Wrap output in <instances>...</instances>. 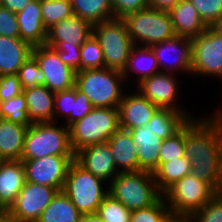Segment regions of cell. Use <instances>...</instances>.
Segmentation results:
<instances>
[{
	"instance_id": "1",
	"label": "cell",
	"mask_w": 222,
	"mask_h": 222,
	"mask_svg": "<svg viewBox=\"0 0 222 222\" xmlns=\"http://www.w3.org/2000/svg\"><path fill=\"white\" fill-rule=\"evenodd\" d=\"M212 116V117H211ZM192 118L185 124L184 154L191 161V174L222 192V122L213 113Z\"/></svg>"
},
{
	"instance_id": "2",
	"label": "cell",
	"mask_w": 222,
	"mask_h": 222,
	"mask_svg": "<svg viewBox=\"0 0 222 222\" xmlns=\"http://www.w3.org/2000/svg\"><path fill=\"white\" fill-rule=\"evenodd\" d=\"M56 124L37 122L27 127L21 160H34L47 155L75 156L70 145L69 128Z\"/></svg>"
},
{
	"instance_id": "3",
	"label": "cell",
	"mask_w": 222,
	"mask_h": 222,
	"mask_svg": "<svg viewBox=\"0 0 222 222\" xmlns=\"http://www.w3.org/2000/svg\"><path fill=\"white\" fill-rule=\"evenodd\" d=\"M124 82L122 72L104 67L76 72L75 86L94 108L118 107L125 92Z\"/></svg>"
},
{
	"instance_id": "4",
	"label": "cell",
	"mask_w": 222,
	"mask_h": 222,
	"mask_svg": "<svg viewBox=\"0 0 222 222\" xmlns=\"http://www.w3.org/2000/svg\"><path fill=\"white\" fill-rule=\"evenodd\" d=\"M103 184L107 186L105 181L94 176L74 159L68 168L62 191L82 215L94 214L109 194V189H105Z\"/></svg>"
},
{
	"instance_id": "5",
	"label": "cell",
	"mask_w": 222,
	"mask_h": 222,
	"mask_svg": "<svg viewBox=\"0 0 222 222\" xmlns=\"http://www.w3.org/2000/svg\"><path fill=\"white\" fill-rule=\"evenodd\" d=\"M119 127L118 107L94 108L69 127L72 151L107 142Z\"/></svg>"
},
{
	"instance_id": "6",
	"label": "cell",
	"mask_w": 222,
	"mask_h": 222,
	"mask_svg": "<svg viewBox=\"0 0 222 222\" xmlns=\"http://www.w3.org/2000/svg\"><path fill=\"white\" fill-rule=\"evenodd\" d=\"M107 185L109 194L130 211L147 208L162 196L153 173L147 171L121 172Z\"/></svg>"
},
{
	"instance_id": "7",
	"label": "cell",
	"mask_w": 222,
	"mask_h": 222,
	"mask_svg": "<svg viewBox=\"0 0 222 222\" xmlns=\"http://www.w3.org/2000/svg\"><path fill=\"white\" fill-rule=\"evenodd\" d=\"M92 35L101 46L105 67L123 72L134 43L121 18L96 23Z\"/></svg>"
},
{
	"instance_id": "8",
	"label": "cell",
	"mask_w": 222,
	"mask_h": 222,
	"mask_svg": "<svg viewBox=\"0 0 222 222\" xmlns=\"http://www.w3.org/2000/svg\"><path fill=\"white\" fill-rule=\"evenodd\" d=\"M134 45L152 46L176 36L168 11L147 7L123 18Z\"/></svg>"
},
{
	"instance_id": "9",
	"label": "cell",
	"mask_w": 222,
	"mask_h": 222,
	"mask_svg": "<svg viewBox=\"0 0 222 222\" xmlns=\"http://www.w3.org/2000/svg\"><path fill=\"white\" fill-rule=\"evenodd\" d=\"M217 192L191 173L170 186L163 194L173 216H190L201 209Z\"/></svg>"
},
{
	"instance_id": "10",
	"label": "cell",
	"mask_w": 222,
	"mask_h": 222,
	"mask_svg": "<svg viewBox=\"0 0 222 222\" xmlns=\"http://www.w3.org/2000/svg\"><path fill=\"white\" fill-rule=\"evenodd\" d=\"M192 40L191 75L209 76L222 82V34L214 27Z\"/></svg>"
},
{
	"instance_id": "11",
	"label": "cell",
	"mask_w": 222,
	"mask_h": 222,
	"mask_svg": "<svg viewBox=\"0 0 222 222\" xmlns=\"http://www.w3.org/2000/svg\"><path fill=\"white\" fill-rule=\"evenodd\" d=\"M57 192L56 188L25 182L16 201L5 213L14 222H37Z\"/></svg>"
},
{
	"instance_id": "12",
	"label": "cell",
	"mask_w": 222,
	"mask_h": 222,
	"mask_svg": "<svg viewBox=\"0 0 222 222\" xmlns=\"http://www.w3.org/2000/svg\"><path fill=\"white\" fill-rule=\"evenodd\" d=\"M75 156L47 155L34 160H21L26 182L46 185L62 191L68 168Z\"/></svg>"
},
{
	"instance_id": "13",
	"label": "cell",
	"mask_w": 222,
	"mask_h": 222,
	"mask_svg": "<svg viewBox=\"0 0 222 222\" xmlns=\"http://www.w3.org/2000/svg\"><path fill=\"white\" fill-rule=\"evenodd\" d=\"M177 74L159 72L138 83L137 91L161 109L183 112L189 119L195 118L178 103L179 84ZM179 106V107H178Z\"/></svg>"
},
{
	"instance_id": "14",
	"label": "cell",
	"mask_w": 222,
	"mask_h": 222,
	"mask_svg": "<svg viewBox=\"0 0 222 222\" xmlns=\"http://www.w3.org/2000/svg\"><path fill=\"white\" fill-rule=\"evenodd\" d=\"M32 55L45 76L44 86L56 93L75 86L76 71L67 66L58 54L47 45L34 46Z\"/></svg>"
},
{
	"instance_id": "15",
	"label": "cell",
	"mask_w": 222,
	"mask_h": 222,
	"mask_svg": "<svg viewBox=\"0 0 222 222\" xmlns=\"http://www.w3.org/2000/svg\"><path fill=\"white\" fill-rule=\"evenodd\" d=\"M150 48L157 59L160 72L177 74L180 70V73L182 71V73L191 74V38L175 36L171 39L156 43L150 46Z\"/></svg>"
},
{
	"instance_id": "16",
	"label": "cell",
	"mask_w": 222,
	"mask_h": 222,
	"mask_svg": "<svg viewBox=\"0 0 222 222\" xmlns=\"http://www.w3.org/2000/svg\"><path fill=\"white\" fill-rule=\"evenodd\" d=\"M75 160L94 176L110 184L119 171L114 163L108 141L83 147L75 153Z\"/></svg>"
},
{
	"instance_id": "17",
	"label": "cell",
	"mask_w": 222,
	"mask_h": 222,
	"mask_svg": "<svg viewBox=\"0 0 222 222\" xmlns=\"http://www.w3.org/2000/svg\"><path fill=\"white\" fill-rule=\"evenodd\" d=\"M159 108L139 91L125 93L119 103V126L131 130L145 126Z\"/></svg>"
},
{
	"instance_id": "18",
	"label": "cell",
	"mask_w": 222,
	"mask_h": 222,
	"mask_svg": "<svg viewBox=\"0 0 222 222\" xmlns=\"http://www.w3.org/2000/svg\"><path fill=\"white\" fill-rule=\"evenodd\" d=\"M93 25L73 15L47 30L45 45L81 46L91 35Z\"/></svg>"
},
{
	"instance_id": "19",
	"label": "cell",
	"mask_w": 222,
	"mask_h": 222,
	"mask_svg": "<svg viewBox=\"0 0 222 222\" xmlns=\"http://www.w3.org/2000/svg\"><path fill=\"white\" fill-rule=\"evenodd\" d=\"M129 131L137 148L139 171L153 173L159 165V150L163 139L153 133L149 123Z\"/></svg>"
},
{
	"instance_id": "20",
	"label": "cell",
	"mask_w": 222,
	"mask_h": 222,
	"mask_svg": "<svg viewBox=\"0 0 222 222\" xmlns=\"http://www.w3.org/2000/svg\"><path fill=\"white\" fill-rule=\"evenodd\" d=\"M25 182V169L21 160L0 162V207L4 212L16 201Z\"/></svg>"
},
{
	"instance_id": "21",
	"label": "cell",
	"mask_w": 222,
	"mask_h": 222,
	"mask_svg": "<svg viewBox=\"0 0 222 222\" xmlns=\"http://www.w3.org/2000/svg\"><path fill=\"white\" fill-rule=\"evenodd\" d=\"M20 38L32 47L45 45L47 30L43 25L41 1L31 0L29 4L16 13Z\"/></svg>"
},
{
	"instance_id": "22",
	"label": "cell",
	"mask_w": 222,
	"mask_h": 222,
	"mask_svg": "<svg viewBox=\"0 0 222 222\" xmlns=\"http://www.w3.org/2000/svg\"><path fill=\"white\" fill-rule=\"evenodd\" d=\"M108 145L120 173L139 171L137 148L129 130L119 127L109 138Z\"/></svg>"
},
{
	"instance_id": "23",
	"label": "cell",
	"mask_w": 222,
	"mask_h": 222,
	"mask_svg": "<svg viewBox=\"0 0 222 222\" xmlns=\"http://www.w3.org/2000/svg\"><path fill=\"white\" fill-rule=\"evenodd\" d=\"M169 14L176 36L193 38L207 28L190 0H180Z\"/></svg>"
},
{
	"instance_id": "24",
	"label": "cell",
	"mask_w": 222,
	"mask_h": 222,
	"mask_svg": "<svg viewBox=\"0 0 222 222\" xmlns=\"http://www.w3.org/2000/svg\"><path fill=\"white\" fill-rule=\"evenodd\" d=\"M31 123L53 122L55 93L44 85L23 89Z\"/></svg>"
},
{
	"instance_id": "25",
	"label": "cell",
	"mask_w": 222,
	"mask_h": 222,
	"mask_svg": "<svg viewBox=\"0 0 222 222\" xmlns=\"http://www.w3.org/2000/svg\"><path fill=\"white\" fill-rule=\"evenodd\" d=\"M32 46L21 38L0 36V76L17 74L32 55Z\"/></svg>"
},
{
	"instance_id": "26",
	"label": "cell",
	"mask_w": 222,
	"mask_h": 222,
	"mask_svg": "<svg viewBox=\"0 0 222 222\" xmlns=\"http://www.w3.org/2000/svg\"><path fill=\"white\" fill-rule=\"evenodd\" d=\"M28 126L0 118V159L2 161L21 160Z\"/></svg>"
},
{
	"instance_id": "27",
	"label": "cell",
	"mask_w": 222,
	"mask_h": 222,
	"mask_svg": "<svg viewBox=\"0 0 222 222\" xmlns=\"http://www.w3.org/2000/svg\"><path fill=\"white\" fill-rule=\"evenodd\" d=\"M136 73L137 84L143 79L159 73L157 59L149 46L134 45L122 74L125 82L129 80V74Z\"/></svg>"
},
{
	"instance_id": "28",
	"label": "cell",
	"mask_w": 222,
	"mask_h": 222,
	"mask_svg": "<svg viewBox=\"0 0 222 222\" xmlns=\"http://www.w3.org/2000/svg\"><path fill=\"white\" fill-rule=\"evenodd\" d=\"M81 216L70 198L58 191L37 222H80Z\"/></svg>"
},
{
	"instance_id": "29",
	"label": "cell",
	"mask_w": 222,
	"mask_h": 222,
	"mask_svg": "<svg viewBox=\"0 0 222 222\" xmlns=\"http://www.w3.org/2000/svg\"><path fill=\"white\" fill-rule=\"evenodd\" d=\"M191 168V161L187 157L159 163L158 168L153 172L158 191L163 194L175 182L190 174Z\"/></svg>"
},
{
	"instance_id": "30",
	"label": "cell",
	"mask_w": 222,
	"mask_h": 222,
	"mask_svg": "<svg viewBox=\"0 0 222 222\" xmlns=\"http://www.w3.org/2000/svg\"><path fill=\"white\" fill-rule=\"evenodd\" d=\"M189 120L183 112L159 108L148 123L154 134L167 139L177 133Z\"/></svg>"
},
{
	"instance_id": "31",
	"label": "cell",
	"mask_w": 222,
	"mask_h": 222,
	"mask_svg": "<svg viewBox=\"0 0 222 222\" xmlns=\"http://www.w3.org/2000/svg\"><path fill=\"white\" fill-rule=\"evenodd\" d=\"M73 13L92 25L114 18L110 0H71Z\"/></svg>"
},
{
	"instance_id": "32",
	"label": "cell",
	"mask_w": 222,
	"mask_h": 222,
	"mask_svg": "<svg viewBox=\"0 0 222 222\" xmlns=\"http://www.w3.org/2000/svg\"><path fill=\"white\" fill-rule=\"evenodd\" d=\"M43 25L48 30L54 24L74 15L71 0H41Z\"/></svg>"
},
{
	"instance_id": "33",
	"label": "cell",
	"mask_w": 222,
	"mask_h": 222,
	"mask_svg": "<svg viewBox=\"0 0 222 222\" xmlns=\"http://www.w3.org/2000/svg\"><path fill=\"white\" fill-rule=\"evenodd\" d=\"M0 118L22 125L32 124L27 117V105L23 91L8 102H0Z\"/></svg>"
},
{
	"instance_id": "34",
	"label": "cell",
	"mask_w": 222,
	"mask_h": 222,
	"mask_svg": "<svg viewBox=\"0 0 222 222\" xmlns=\"http://www.w3.org/2000/svg\"><path fill=\"white\" fill-rule=\"evenodd\" d=\"M131 212L121 202L108 194L99 205L96 214L104 222H130Z\"/></svg>"
},
{
	"instance_id": "35",
	"label": "cell",
	"mask_w": 222,
	"mask_h": 222,
	"mask_svg": "<svg viewBox=\"0 0 222 222\" xmlns=\"http://www.w3.org/2000/svg\"><path fill=\"white\" fill-rule=\"evenodd\" d=\"M80 57V71L105 67L101 46L93 35L81 45Z\"/></svg>"
},
{
	"instance_id": "36",
	"label": "cell",
	"mask_w": 222,
	"mask_h": 222,
	"mask_svg": "<svg viewBox=\"0 0 222 222\" xmlns=\"http://www.w3.org/2000/svg\"><path fill=\"white\" fill-rule=\"evenodd\" d=\"M171 213L163 196L147 208L136 209L131 212L130 222H166Z\"/></svg>"
},
{
	"instance_id": "37",
	"label": "cell",
	"mask_w": 222,
	"mask_h": 222,
	"mask_svg": "<svg viewBox=\"0 0 222 222\" xmlns=\"http://www.w3.org/2000/svg\"><path fill=\"white\" fill-rule=\"evenodd\" d=\"M185 125L173 136L163 139L159 150V163L185 157Z\"/></svg>"
},
{
	"instance_id": "38",
	"label": "cell",
	"mask_w": 222,
	"mask_h": 222,
	"mask_svg": "<svg viewBox=\"0 0 222 222\" xmlns=\"http://www.w3.org/2000/svg\"><path fill=\"white\" fill-rule=\"evenodd\" d=\"M18 78L23 89L44 85L45 76L39 69L36 58L30 55L18 70Z\"/></svg>"
},
{
	"instance_id": "39",
	"label": "cell",
	"mask_w": 222,
	"mask_h": 222,
	"mask_svg": "<svg viewBox=\"0 0 222 222\" xmlns=\"http://www.w3.org/2000/svg\"><path fill=\"white\" fill-rule=\"evenodd\" d=\"M207 27H214L222 19V0H190Z\"/></svg>"
},
{
	"instance_id": "40",
	"label": "cell",
	"mask_w": 222,
	"mask_h": 222,
	"mask_svg": "<svg viewBox=\"0 0 222 222\" xmlns=\"http://www.w3.org/2000/svg\"><path fill=\"white\" fill-rule=\"evenodd\" d=\"M190 217L194 222H222V192L217 193Z\"/></svg>"
},
{
	"instance_id": "41",
	"label": "cell",
	"mask_w": 222,
	"mask_h": 222,
	"mask_svg": "<svg viewBox=\"0 0 222 222\" xmlns=\"http://www.w3.org/2000/svg\"><path fill=\"white\" fill-rule=\"evenodd\" d=\"M93 109L94 106L90 103L86 94L74 86L72 112L67 119L65 118L66 123H64V125L69 128L73 123L83 118Z\"/></svg>"
},
{
	"instance_id": "42",
	"label": "cell",
	"mask_w": 222,
	"mask_h": 222,
	"mask_svg": "<svg viewBox=\"0 0 222 222\" xmlns=\"http://www.w3.org/2000/svg\"><path fill=\"white\" fill-rule=\"evenodd\" d=\"M73 106V88L59 91L55 93L54 98V114L53 122L58 121V118L63 117L68 118L72 112Z\"/></svg>"
},
{
	"instance_id": "43",
	"label": "cell",
	"mask_w": 222,
	"mask_h": 222,
	"mask_svg": "<svg viewBox=\"0 0 222 222\" xmlns=\"http://www.w3.org/2000/svg\"><path fill=\"white\" fill-rule=\"evenodd\" d=\"M51 47L58 57L76 72L80 71V49L81 46L47 45Z\"/></svg>"
},
{
	"instance_id": "44",
	"label": "cell",
	"mask_w": 222,
	"mask_h": 222,
	"mask_svg": "<svg viewBox=\"0 0 222 222\" xmlns=\"http://www.w3.org/2000/svg\"><path fill=\"white\" fill-rule=\"evenodd\" d=\"M114 12V18L123 19L130 13H134L148 7V0H110Z\"/></svg>"
},
{
	"instance_id": "45",
	"label": "cell",
	"mask_w": 222,
	"mask_h": 222,
	"mask_svg": "<svg viewBox=\"0 0 222 222\" xmlns=\"http://www.w3.org/2000/svg\"><path fill=\"white\" fill-rule=\"evenodd\" d=\"M0 36L20 38L16 13L0 5Z\"/></svg>"
},
{
	"instance_id": "46",
	"label": "cell",
	"mask_w": 222,
	"mask_h": 222,
	"mask_svg": "<svg viewBox=\"0 0 222 222\" xmlns=\"http://www.w3.org/2000/svg\"><path fill=\"white\" fill-rule=\"evenodd\" d=\"M22 91L17 74L0 76V101L8 102Z\"/></svg>"
},
{
	"instance_id": "47",
	"label": "cell",
	"mask_w": 222,
	"mask_h": 222,
	"mask_svg": "<svg viewBox=\"0 0 222 222\" xmlns=\"http://www.w3.org/2000/svg\"><path fill=\"white\" fill-rule=\"evenodd\" d=\"M31 0H0V5L11 12L22 11Z\"/></svg>"
},
{
	"instance_id": "48",
	"label": "cell",
	"mask_w": 222,
	"mask_h": 222,
	"mask_svg": "<svg viewBox=\"0 0 222 222\" xmlns=\"http://www.w3.org/2000/svg\"><path fill=\"white\" fill-rule=\"evenodd\" d=\"M180 0H148V7L160 11H170Z\"/></svg>"
},
{
	"instance_id": "49",
	"label": "cell",
	"mask_w": 222,
	"mask_h": 222,
	"mask_svg": "<svg viewBox=\"0 0 222 222\" xmlns=\"http://www.w3.org/2000/svg\"><path fill=\"white\" fill-rule=\"evenodd\" d=\"M80 222H104L96 213L84 214L81 216Z\"/></svg>"
},
{
	"instance_id": "50",
	"label": "cell",
	"mask_w": 222,
	"mask_h": 222,
	"mask_svg": "<svg viewBox=\"0 0 222 222\" xmlns=\"http://www.w3.org/2000/svg\"><path fill=\"white\" fill-rule=\"evenodd\" d=\"M174 222H194L190 216H174Z\"/></svg>"
},
{
	"instance_id": "51",
	"label": "cell",
	"mask_w": 222,
	"mask_h": 222,
	"mask_svg": "<svg viewBox=\"0 0 222 222\" xmlns=\"http://www.w3.org/2000/svg\"><path fill=\"white\" fill-rule=\"evenodd\" d=\"M0 222H14L5 212L0 216Z\"/></svg>"
},
{
	"instance_id": "52",
	"label": "cell",
	"mask_w": 222,
	"mask_h": 222,
	"mask_svg": "<svg viewBox=\"0 0 222 222\" xmlns=\"http://www.w3.org/2000/svg\"><path fill=\"white\" fill-rule=\"evenodd\" d=\"M220 120H221V122H222V106H221V108L219 109H217L216 111H215V113H214Z\"/></svg>"
},
{
	"instance_id": "53",
	"label": "cell",
	"mask_w": 222,
	"mask_h": 222,
	"mask_svg": "<svg viewBox=\"0 0 222 222\" xmlns=\"http://www.w3.org/2000/svg\"><path fill=\"white\" fill-rule=\"evenodd\" d=\"M215 27L219 30V32L222 34V19L215 25Z\"/></svg>"
},
{
	"instance_id": "54",
	"label": "cell",
	"mask_w": 222,
	"mask_h": 222,
	"mask_svg": "<svg viewBox=\"0 0 222 222\" xmlns=\"http://www.w3.org/2000/svg\"><path fill=\"white\" fill-rule=\"evenodd\" d=\"M166 222H174V216L172 215Z\"/></svg>"
},
{
	"instance_id": "55",
	"label": "cell",
	"mask_w": 222,
	"mask_h": 222,
	"mask_svg": "<svg viewBox=\"0 0 222 222\" xmlns=\"http://www.w3.org/2000/svg\"><path fill=\"white\" fill-rule=\"evenodd\" d=\"M4 213V211L0 207V216Z\"/></svg>"
}]
</instances>
